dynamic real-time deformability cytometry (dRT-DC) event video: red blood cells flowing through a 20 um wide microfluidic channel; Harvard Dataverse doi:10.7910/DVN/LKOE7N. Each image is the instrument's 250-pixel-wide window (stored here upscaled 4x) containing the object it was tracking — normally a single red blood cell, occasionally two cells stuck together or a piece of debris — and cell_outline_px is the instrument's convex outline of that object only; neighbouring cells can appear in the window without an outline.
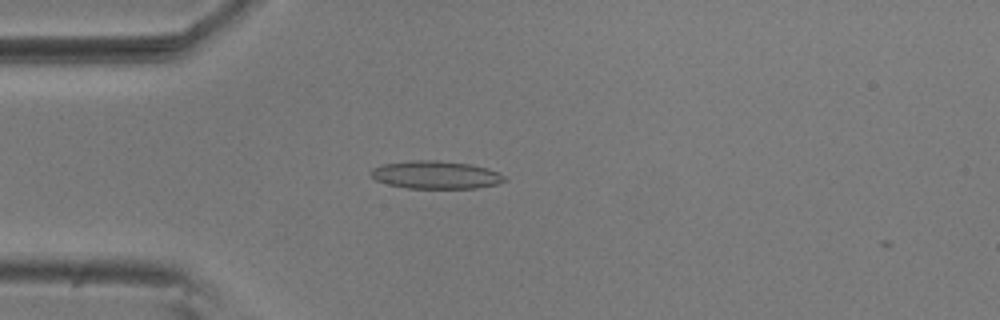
{"species": "common noctule bat (a hibernating species)", "species_latin": "Nyctalus noctula", "temperature_condition": "room temperature", "stored_images_in_passage": 3, "camera_frame_rate_fps": 3000, "um_per_image_px": 0.085, "animal": {"sex": "male", "body_mass_g": 20.5, "forearm_length_mm": 52.5}, "frame": {"image": 1, "passage_image": 2, "time_ms": 0.333, "image_size_px": [1000, 320], "cell_outline_px": [[508, 180], [496, 184], [476, 188], [408, 188], [388, 184], [376, 180], [368, 172], [372, 168], [384, 164], [412, 160], [436, 160], [468, 164], [488, 168], [504, 176]], "centroid_in_image_um": [37.02, 14.86], "position_along_channel_um": 48.0, "area_um2": 21.56}}